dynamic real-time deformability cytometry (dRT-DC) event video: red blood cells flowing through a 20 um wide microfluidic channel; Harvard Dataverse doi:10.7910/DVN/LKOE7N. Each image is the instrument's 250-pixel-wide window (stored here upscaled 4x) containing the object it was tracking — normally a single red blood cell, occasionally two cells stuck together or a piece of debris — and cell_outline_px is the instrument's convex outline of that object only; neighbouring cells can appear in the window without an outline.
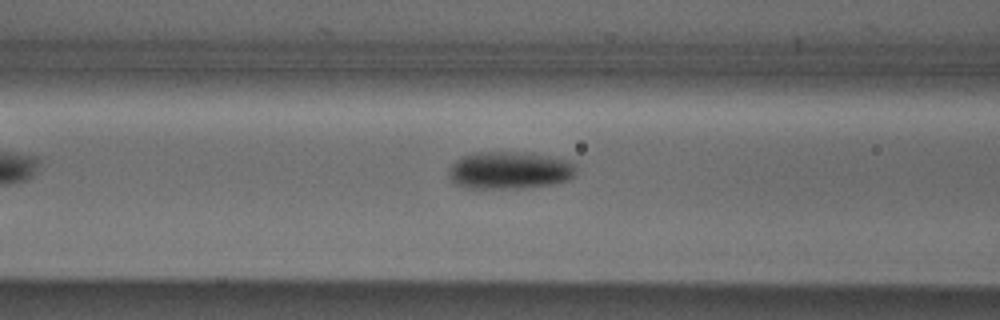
{"species": "Egyptian fruit bat (a non-hibernating species)", "species_latin": "Rousettus aegyptiacus", "temperature_condition": "cold", "stored_images_in_passage": 7, "camera_frame_rate_fps": 3000, "um_per_image_px": 0.085, "animal": {"sex": "male"}, "frame": {"image": 1, "passage_image": 5, "time_ms": 1.333, "image_size_px": [1000, 320], "cell_outline_px": [[576, 172], [568, 180], [556, 184], [516, 188], [472, 188], [456, 184], [448, 176], [448, 172], [452, 164], [456, 160], [472, 152], [532, 152], [568, 160], [576, 164]], "centroid_in_image_um": [43.34, 14.46], "position_along_channel_um": 123.3, "area_um2": 27.98}}